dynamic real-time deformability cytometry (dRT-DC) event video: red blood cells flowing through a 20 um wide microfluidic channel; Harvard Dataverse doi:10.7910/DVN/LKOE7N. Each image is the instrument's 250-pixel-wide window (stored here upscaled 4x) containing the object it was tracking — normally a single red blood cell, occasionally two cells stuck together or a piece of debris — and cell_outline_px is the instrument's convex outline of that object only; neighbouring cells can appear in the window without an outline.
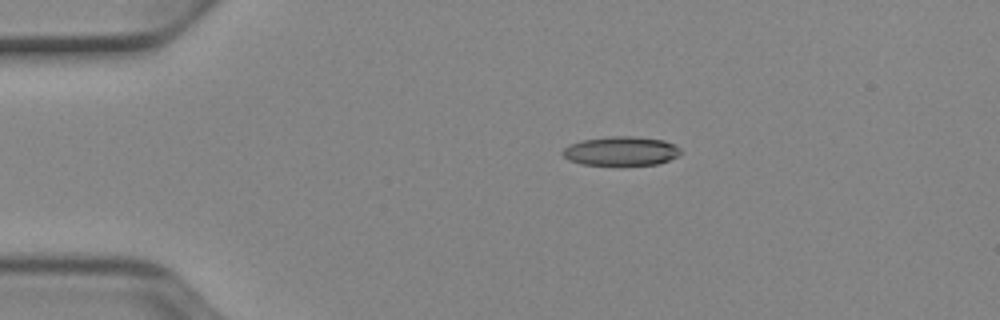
{"species": "Egyptian fruit bat (a non-hibernating species)", "species_latin": "Rousettus aegyptiacus", "temperature_condition": "cold", "stored_images_in_passage": 42, "camera_frame_rate_fps": 3000, "um_per_image_px": 0.085, "animal": {"sex": "female"}, "frame": {"image": 1, "passage_image": 1, "time_ms": 0.0, "image_size_px": [1000, 320], "cell_outline_px": [[680, 152], [676, 156], [668, 160], [656, 164], [584, 164], [568, 160], [560, 152], [568, 144], [580, 140], [608, 136], [632, 136], [664, 140], [680, 148]], "centroid_in_image_um": [52.72, 12.81], "position_along_channel_um": 32.3, "area_um2": 19.77}}
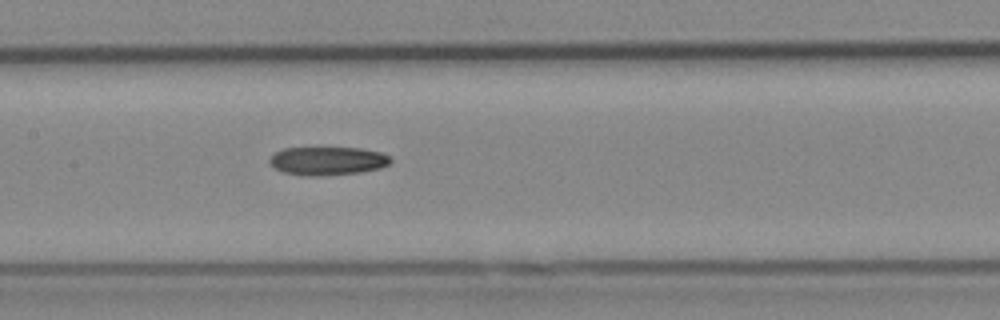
{"frame": {"image": 2, "passage_image": 16, "time_ms": 5.0, "image_size_px": [1000, 320], "cell_outline_px": [[392, 160], [388, 164], [380, 168], [360, 172], [320, 176], [304, 176], [284, 172], [276, 168], [268, 160], [276, 152], [284, 148], [360, 148], [380, 152], [392, 156]], "centroid_in_image_um": [27.88, 13.67], "position_along_channel_um": 179.5, "area_um2": 19.94}}
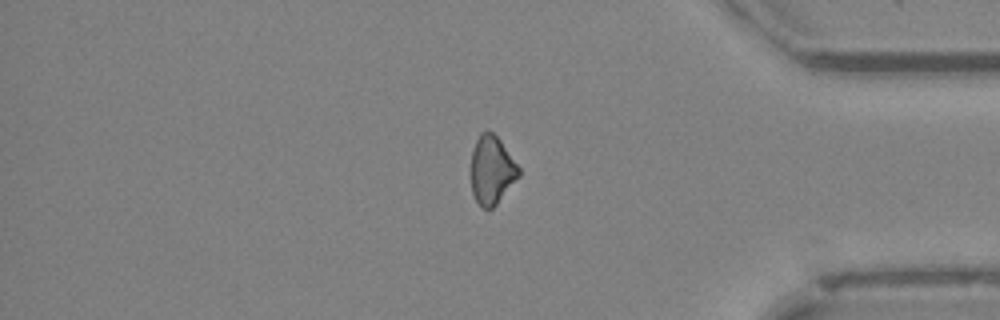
{"frame": {"image": 3, "passage_image": 34, "time_ms": 11.0, "image_size_px": [1000, 320], "cell_outline_px": [[520, 176], [496, 204], [492, 208], [484, 208], [476, 200], [472, 192], [472, 148], [480, 132], [492, 132], [500, 140], [520, 168]], "centroid_in_image_um": [41.81, 14.44], "position_along_channel_um": 393.4, "area_um2": 18.73}}